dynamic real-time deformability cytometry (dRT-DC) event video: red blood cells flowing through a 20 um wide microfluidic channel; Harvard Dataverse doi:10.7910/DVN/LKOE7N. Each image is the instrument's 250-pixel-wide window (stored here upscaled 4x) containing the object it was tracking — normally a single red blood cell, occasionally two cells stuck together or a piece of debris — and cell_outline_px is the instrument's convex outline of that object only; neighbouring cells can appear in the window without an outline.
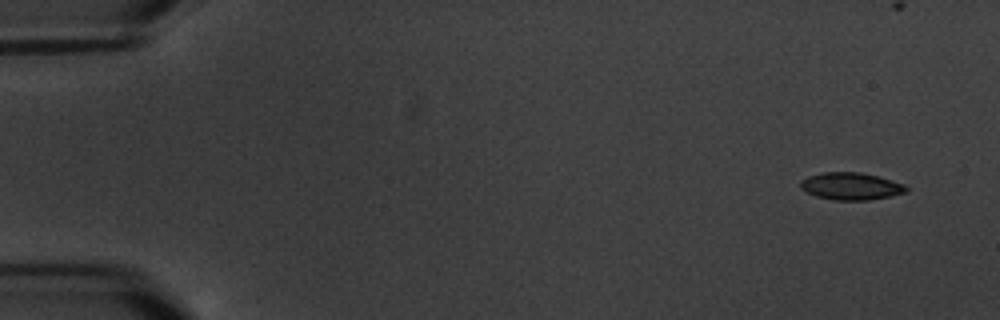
{"species": "common noctule bat (a hibernating species)", "species_latin": "Nyctalus noctula", "temperature_condition": "warm", "stored_images_in_passage": 6, "camera_frame_rate_fps": 3000, "um_per_image_px": 0.085, "animal": {"sex": "male", "body_mass_g": 20.1, "forearm_length_mm": 53.5}, "frame": {"image": 1, "passage_image": 1, "time_ms": 0.0, "image_size_px": [1000, 320], "cell_outline_px": [[908, 192], [868, 200], [836, 200], [816, 196], [800, 188], [800, 180], [808, 176], [824, 172], [860, 172], [876, 176], [904, 184], [908, 188]], "centroid_in_image_um": [72.31, 15.82], "position_along_channel_um": 12.7, "area_um2": 16.65}}